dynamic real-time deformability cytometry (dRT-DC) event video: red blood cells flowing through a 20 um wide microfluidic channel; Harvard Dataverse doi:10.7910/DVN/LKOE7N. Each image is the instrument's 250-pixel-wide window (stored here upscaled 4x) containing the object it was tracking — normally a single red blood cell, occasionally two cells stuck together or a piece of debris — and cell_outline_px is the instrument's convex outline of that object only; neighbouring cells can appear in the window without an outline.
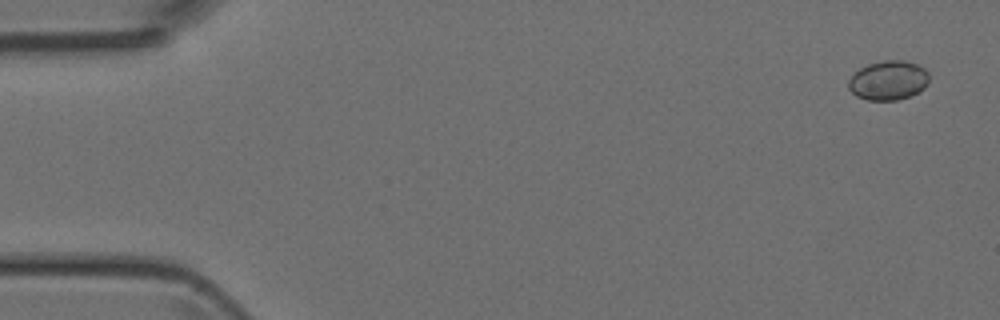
{"species": "Egyptian fruit bat (a non-hibernating species)", "species_latin": "Rousettus aegyptiacus", "temperature_condition": "room temperature", "stored_images_in_passage": 12, "camera_frame_rate_fps": 3000, "um_per_image_px": 0.085, "animal": {"sex": "female"}, "frame": {"image": 1, "passage_image": 1, "time_ms": 0.0, "image_size_px": [1000, 320], "cell_outline_px": [[928, 84], [924, 88], [908, 96], [896, 100], [868, 100], [856, 96], [848, 88], [848, 80], [860, 68], [868, 64], [884, 60], [904, 60], [916, 64], [924, 68], [928, 72]], "centroid_in_image_um": [75.5, 6.82], "position_along_channel_um": 9.5, "area_um2": 18.38}}
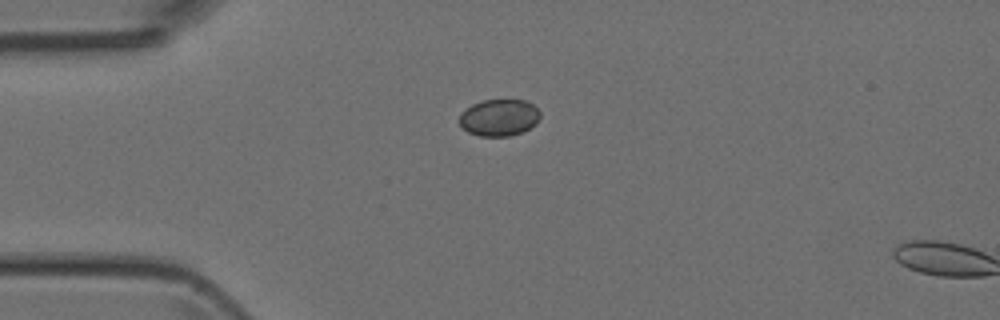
{"frame": {"image": 2, "passage_image": 11, "time_ms": 3.333, "image_size_px": [1000, 320], "cell_outline_px": [[540, 116], [536, 124], [520, 132], [508, 136], [480, 136], [468, 132], [460, 128], [460, 112], [472, 104], [484, 100], [524, 100], [532, 104], [540, 112]], "centroid_in_image_um": [42.39, 9.99], "position_along_channel_um": 42.6, "area_um2": 17.28}}